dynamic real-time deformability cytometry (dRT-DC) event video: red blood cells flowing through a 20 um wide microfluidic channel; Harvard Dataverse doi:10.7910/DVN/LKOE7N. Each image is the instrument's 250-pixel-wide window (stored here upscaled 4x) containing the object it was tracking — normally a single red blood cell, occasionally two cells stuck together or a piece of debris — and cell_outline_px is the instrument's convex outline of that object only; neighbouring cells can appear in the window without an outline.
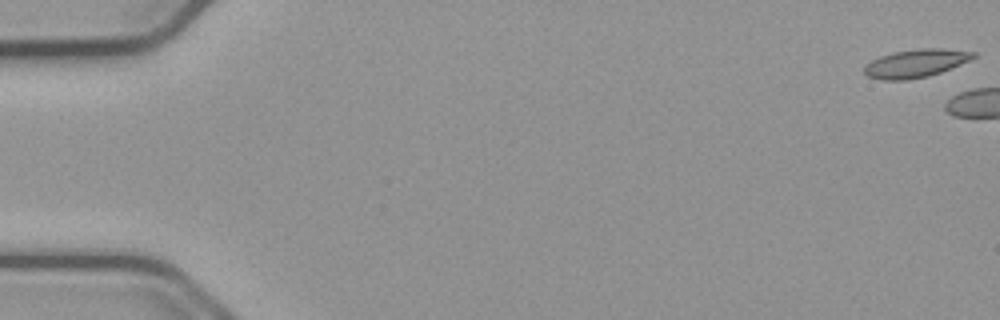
{"species": "common noctule bat (a hibernating species)", "species_latin": "Nyctalus noctula", "temperature_condition": "cold", "stored_images_in_passage": 24, "camera_frame_rate_fps": 3000, "um_per_image_px": 0.085, "animal": {"sex": "male", "body_mass_g": 23.1, "forearm_length_mm": 52.7}, "frame": {"image": 1, "passage_image": 1, "time_ms": 0.0, "image_size_px": [1000, 320], "cell_outline_px": [[976, 56], [960, 64], [940, 72], [928, 76], [908, 80], [884, 80], [868, 76], [864, 72], [864, 68], [872, 60], [880, 56], [892, 52], [920, 48], [940, 48], [976, 52]], "centroid_in_image_um": [77.83, 5.38], "position_along_channel_um": 7.2, "area_um2": 17.69}}
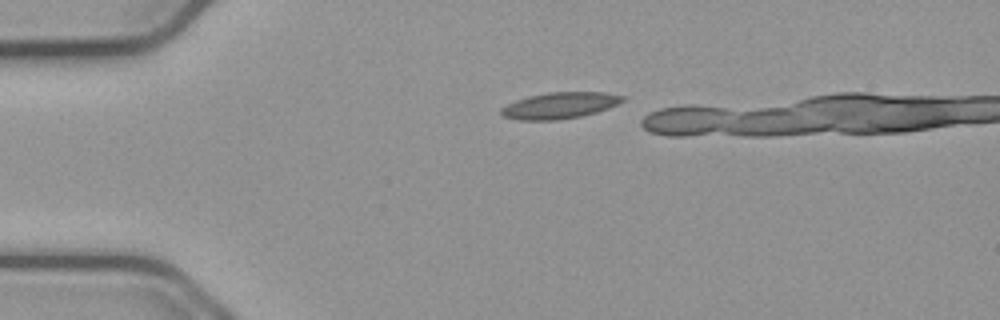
{"frame": {"image": 2, "passage_image": 13, "time_ms": 4.0, "image_size_px": [1000, 320], "cell_outline_px": [[628, 96], [624, 100], [608, 108], [596, 112], [580, 116], [556, 120], [520, 120], [504, 116], [500, 112], [500, 108], [516, 100], [528, 96], [548, 92], [604, 92]], "centroid_in_image_um": [47.59, 8.95], "position_along_channel_um": 37.4, "area_um2": 18.55}}
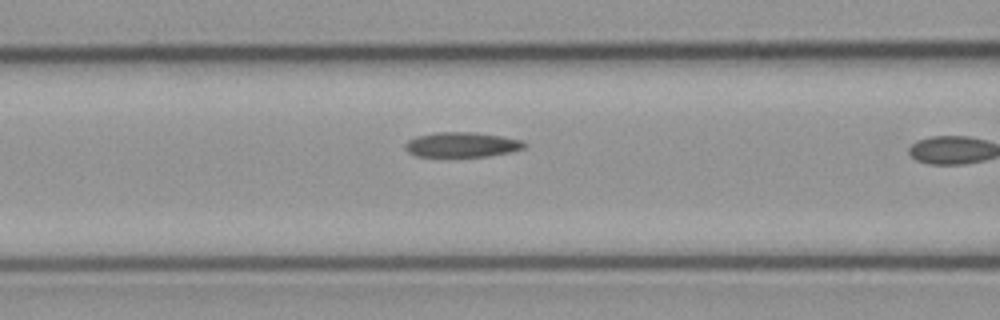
{"frame": {"image": 3, "passage_image": 23, "time_ms": 7.333, "image_size_px": [1000, 320], "cell_outline_px": [[528, 144], [524, 148], [508, 152], [488, 156], [416, 156], [408, 152], [404, 148], [404, 144], [408, 140], [416, 136], [436, 132], [476, 132], [500, 136], [520, 140]], "centroid_in_image_um": [39.22, 12.29], "position_along_channel_um": 127.4, "area_um2": 17.22}}